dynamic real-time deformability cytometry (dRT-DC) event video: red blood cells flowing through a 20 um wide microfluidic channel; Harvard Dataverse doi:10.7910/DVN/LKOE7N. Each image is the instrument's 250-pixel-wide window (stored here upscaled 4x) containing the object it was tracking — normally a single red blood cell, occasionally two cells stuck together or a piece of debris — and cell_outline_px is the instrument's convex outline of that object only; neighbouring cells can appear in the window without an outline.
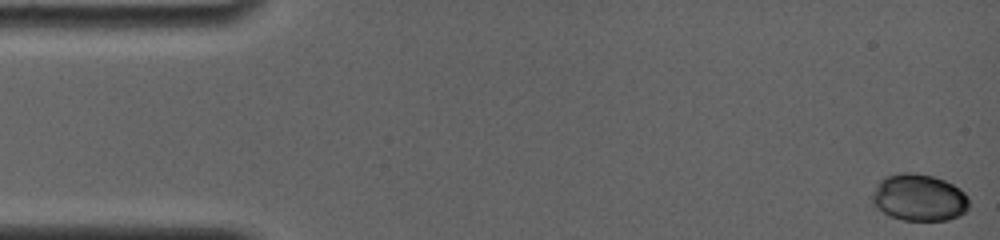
{"species": "common noctule bat (a hibernating species)", "species_latin": "Nyctalus noctula", "temperature_condition": "room temperature", "stored_images_in_passage": 5, "camera_frame_rate_fps": 4000, "um_per_image_px": 0.085, "animal": {"sex": "female", "body_mass_g": 19.0, "forearm_length_mm": 56.7}, "frame": {"image": 1, "passage_image": 1, "time_ms": 0.0, "image_size_px": [1000, 240], "cell_outline_px": [[968, 208], [960, 216], [948, 220], [900, 220], [876, 208], [872, 204], [872, 192], [876, 184], [884, 176], [900, 172], [912, 172], [932, 176], [944, 180], [960, 188], [968, 196]], "centroid_in_image_um": [78.1, 16.78], "position_along_channel_um": 6.9, "area_um2": 26.7}}
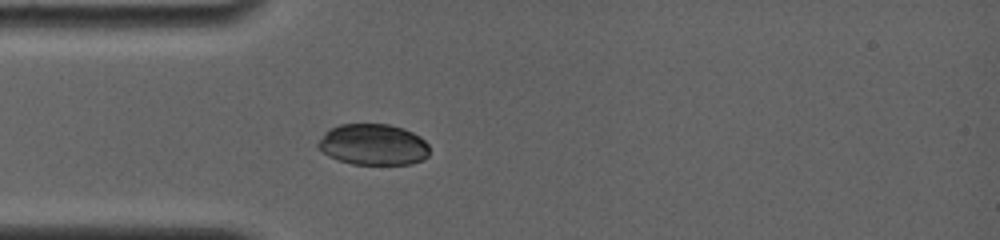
{"frame": {"image": 2, "passage_image": 5, "time_ms": 4.5, "image_size_px": [1000, 240], "cell_outline_px": [[428, 156], [424, 160], [412, 164], [352, 164], [328, 156], [316, 148], [316, 144], [324, 132], [340, 124], [388, 124], [404, 128], [420, 136], [428, 144]], "centroid_in_image_um": [31.71, 12.29], "position_along_channel_um": 53.3, "area_um2": 26.93}}